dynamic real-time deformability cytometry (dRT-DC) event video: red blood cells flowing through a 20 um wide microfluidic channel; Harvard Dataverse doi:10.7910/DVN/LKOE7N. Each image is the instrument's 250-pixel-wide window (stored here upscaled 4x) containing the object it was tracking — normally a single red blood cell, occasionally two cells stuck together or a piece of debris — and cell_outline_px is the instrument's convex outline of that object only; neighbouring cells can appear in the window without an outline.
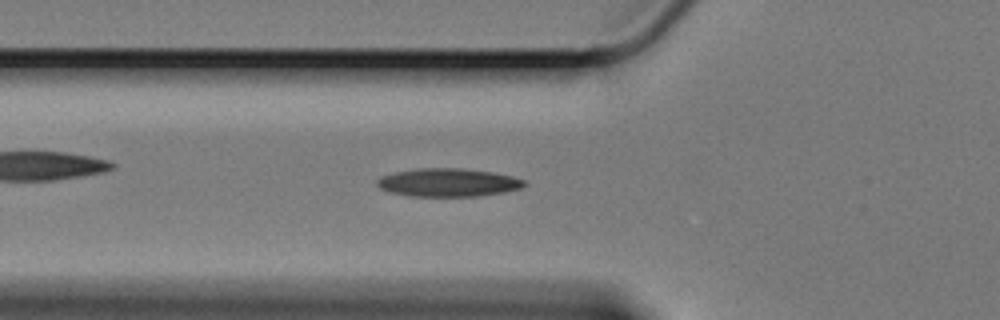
{"species": "Egyptian fruit bat (a non-hibernating species)", "species_latin": "Rousettus aegyptiacus", "temperature_condition": "cold", "stored_images_in_passage": 60, "camera_frame_rate_fps": 3000, "um_per_image_px": 0.085, "animal": {"sex": "female"}, "frame": {"image": 1, "passage_image": 21, "time_ms": 6.667, "image_size_px": [1000, 320], "cell_outline_px": [[528, 184], [520, 188], [504, 192], [476, 196], [412, 196], [388, 192], [380, 188], [376, 184], [376, 180], [380, 176], [396, 172], [420, 168], [460, 168], [492, 172], [512, 176], [524, 180]], "centroid_in_image_um": [38.07, 15.51], "position_along_channel_um": 87.7, "area_um2": 24.16}}
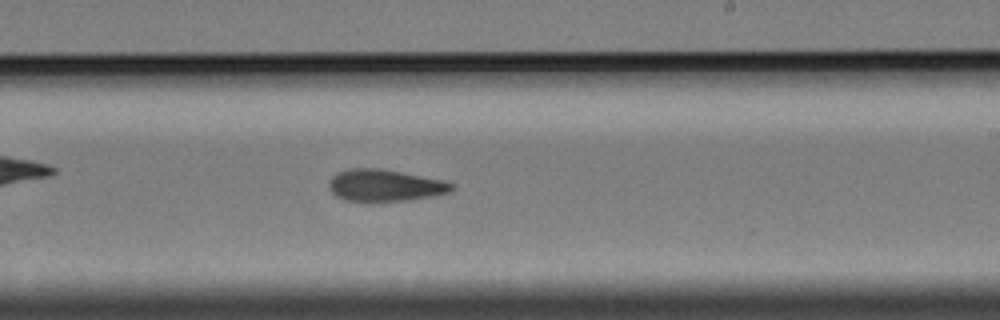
{"frame": {"image": 2, "passage_image": 36, "time_ms": 11.667, "image_size_px": [1000, 320], "cell_outline_px": [[456, 188], [448, 192], [432, 196], [404, 200], [372, 204], [344, 200], [336, 196], [328, 188], [328, 184], [332, 176], [348, 168], [376, 168], [400, 172], [444, 180], [456, 184]], "centroid_in_image_um": [32.69, 15.79], "position_along_channel_um": 256.3, "area_um2": 23.29}}
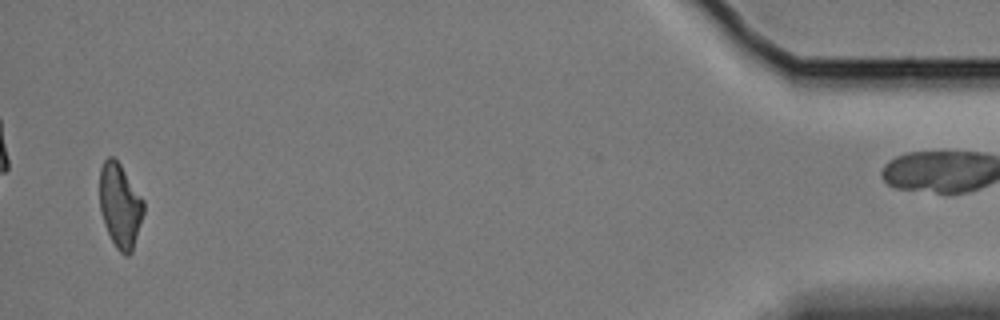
{"frame": {"image": 3, "passage_image": 58, "time_ms": 19.0, "image_size_px": [1000, 320], "cell_outline_px": [[144, 212], [132, 252], [128, 256], [124, 256], [116, 248], [104, 224], [100, 212], [100, 168], [104, 160], [108, 156], [112, 156], [120, 164], [144, 200]], "centroid_in_image_um": [10.2, 17.48], "position_along_channel_um": 425.0, "area_um2": 21.56}, "authors_computed_cell_mechanics": {"area_um2": 22.6576, "velocity_mm_per_s": 3.3517, "shape_relaxation_time_tau1_ms": null, "shape_relaxation_time_tau2_ms": 10.1967, "deformation_change_tau1": null, "deformation_change_tau2": 0.1736}}